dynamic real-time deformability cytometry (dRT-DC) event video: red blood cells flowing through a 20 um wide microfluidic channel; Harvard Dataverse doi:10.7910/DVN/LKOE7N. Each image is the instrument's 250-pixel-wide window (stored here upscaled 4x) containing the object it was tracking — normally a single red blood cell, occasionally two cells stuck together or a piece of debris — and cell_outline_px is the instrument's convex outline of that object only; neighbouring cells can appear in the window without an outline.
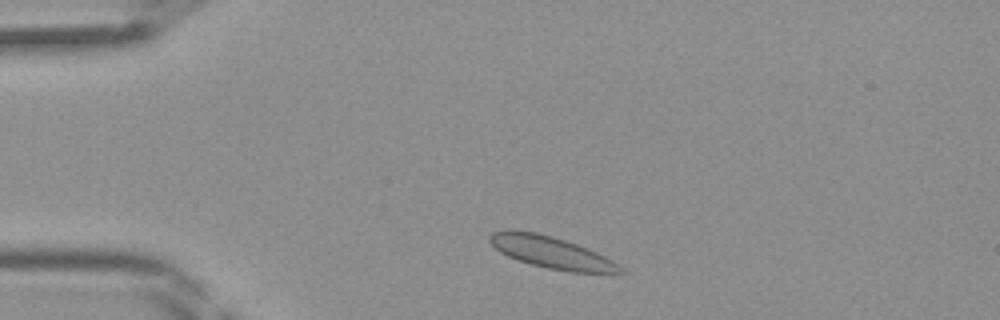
{"species": "Egyptian fruit bat (a non-hibernating species)", "species_latin": "Rousettus aegyptiacus", "temperature_condition": "room temperature", "stored_images_in_passage": 37, "camera_frame_rate_fps": 3000, "um_per_image_px": 0.085, "frame": {"image": 1, "passage_image": 2, "time_ms": 0.333, "image_size_px": [1000, 320], "cell_outline_px": [[628, 272], [572, 272], [548, 268], [516, 260], [500, 252], [488, 240], [488, 236], [492, 232], [512, 228], [536, 232], [552, 236], [576, 244], [596, 252], [612, 260], [624, 268]], "centroid_in_image_um": [46.81, 21.43], "position_along_channel_um": 38.2, "area_um2": 24.16}}
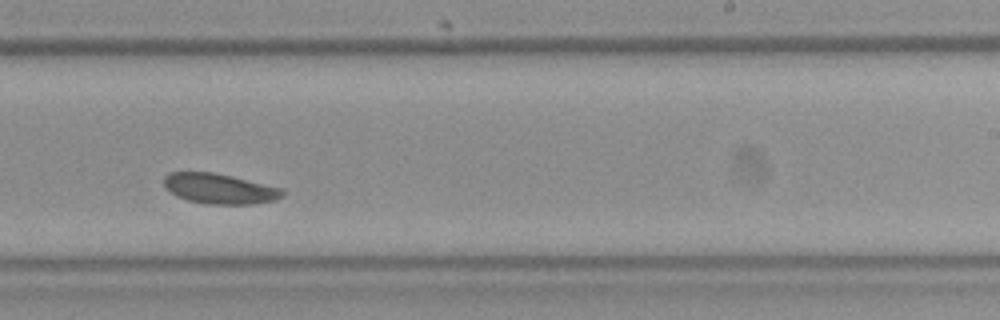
{"frame": {"image": 2, "passage_image": 20, "time_ms": 6.333, "image_size_px": [1000, 320], "cell_outline_px": [[284, 196], [276, 200], [252, 204], [208, 204], [188, 200], [176, 196], [164, 188], [164, 176], [168, 172], [212, 172], [232, 176], [284, 188]], "centroid_in_image_um": [18.67, 16.03], "position_along_channel_um": 270.3, "area_um2": 21.1}}
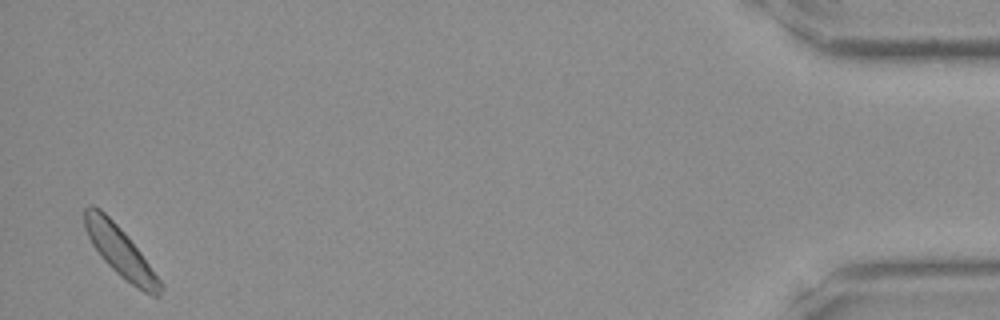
{"frame": {"image": 3, "passage_image": 36, "time_ms": 11.667, "image_size_px": [1000, 320], "cell_outline_px": [[164, 288], [160, 296], [152, 296], [136, 288], [120, 276], [100, 256], [92, 244], [84, 228], [84, 208], [88, 204], [92, 204], [100, 208], [124, 232], [140, 252], [164, 284]], "centroid_in_image_um": [10.23, 21.4], "position_along_channel_um": 425.0, "area_um2": 22.08}}